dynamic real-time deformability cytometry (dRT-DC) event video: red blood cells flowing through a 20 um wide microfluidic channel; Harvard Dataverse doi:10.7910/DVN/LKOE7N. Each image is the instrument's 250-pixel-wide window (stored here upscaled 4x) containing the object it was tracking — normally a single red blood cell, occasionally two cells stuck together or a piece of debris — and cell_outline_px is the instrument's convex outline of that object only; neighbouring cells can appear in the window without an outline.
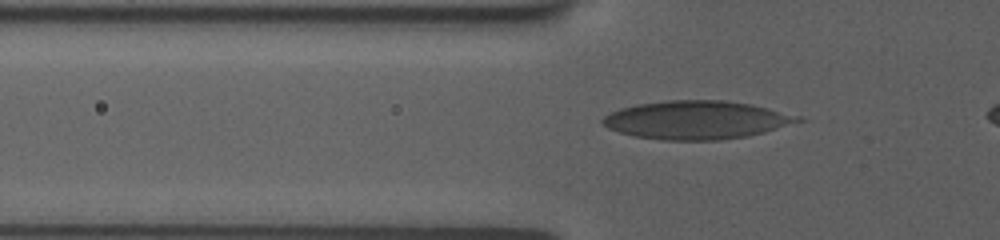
{"species": "human", "species_latin": "Homo sapiens", "temperature_condition": "room temperature", "stored_images_in_passage": 43, "camera_frame_rate_fps": 3000, "um_per_image_px": 0.085, "donor": {"sex": "female"}, "frame": {"image": 1, "passage_image": 12, "time_ms": 3.667, "image_size_px": [1000, 240], "cell_outline_px": [[804, 120], [764, 132], [744, 136], [720, 140], [660, 140], [636, 136], [620, 132], [608, 128], [600, 120], [604, 116], [620, 108], [636, 104], [668, 100], [724, 100], [748, 104], [800, 116]], "centroid_in_image_um": [59.16, 10.19], "position_along_channel_um": 66.6, "area_um2": 43.18}}
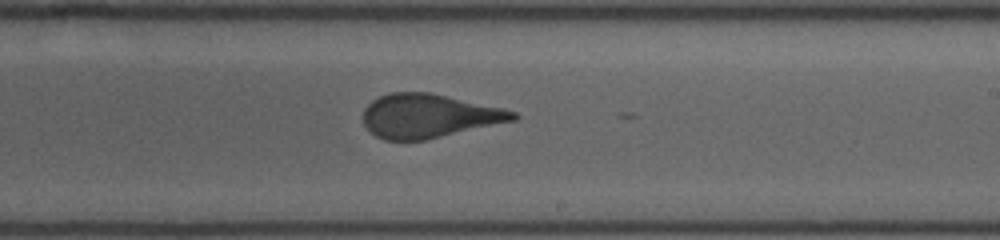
{"frame": {"image": 2, "passage_image": 27, "time_ms": 8.667, "image_size_px": [1000, 240], "cell_outline_px": [[520, 116], [516, 120], [424, 140], [384, 140], [376, 136], [364, 124], [364, 108], [372, 100], [380, 96], [392, 92], [428, 92], [500, 108], [516, 112]], "centroid_in_image_um": [36.42, 9.86], "position_along_channel_um": 252.6, "area_um2": 37.74}}
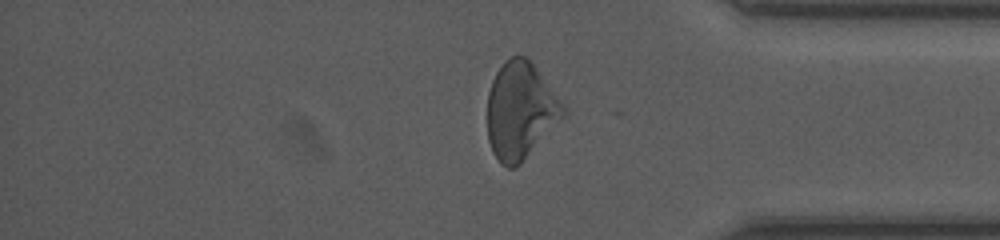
{"frame": {"image": 3, "passage_image": 39, "time_ms": 12.667, "image_size_px": [1000, 240], "cell_outline_px": [[568, 112], [520, 164], [516, 168], [508, 168], [500, 164], [492, 152], [488, 140], [488, 92], [492, 80], [496, 72], [512, 56], [528, 56], [564, 104]], "centroid_in_image_um": [44.24, 9.42], "position_along_channel_um": 391.0, "area_um2": 42.83}}